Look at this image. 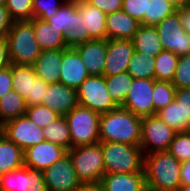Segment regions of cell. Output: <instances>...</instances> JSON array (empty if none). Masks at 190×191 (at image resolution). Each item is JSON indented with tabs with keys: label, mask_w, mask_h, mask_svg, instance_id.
I'll return each mask as SVG.
<instances>
[{
	"label": "cell",
	"mask_w": 190,
	"mask_h": 191,
	"mask_svg": "<svg viewBox=\"0 0 190 191\" xmlns=\"http://www.w3.org/2000/svg\"><path fill=\"white\" fill-rule=\"evenodd\" d=\"M141 129L142 118L122 106L101 114L99 119L100 142H120L139 146Z\"/></svg>",
	"instance_id": "obj_1"
},
{
	"label": "cell",
	"mask_w": 190,
	"mask_h": 191,
	"mask_svg": "<svg viewBox=\"0 0 190 191\" xmlns=\"http://www.w3.org/2000/svg\"><path fill=\"white\" fill-rule=\"evenodd\" d=\"M143 170L148 191H177L181 185V163L168 151L144 155Z\"/></svg>",
	"instance_id": "obj_2"
},
{
	"label": "cell",
	"mask_w": 190,
	"mask_h": 191,
	"mask_svg": "<svg viewBox=\"0 0 190 191\" xmlns=\"http://www.w3.org/2000/svg\"><path fill=\"white\" fill-rule=\"evenodd\" d=\"M6 39L11 64L33 65L42 51L30 20L13 22Z\"/></svg>",
	"instance_id": "obj_3"
},
{
	"label": "cell",
	"mask_w": 190,
	"mask_h": 191,
	"mask_svg": "<svg viewBox=\"0 0 190 191\" xmlns=\"http://www.w3.org/2000/svg\"><path fill=\"white\" fill-rule=\"evenodd\" d=\"M105 173L144 172V154L140 146L120 142H100Z\"/></svg>",
	"instance_id": "obj_4"
},
{
	"label": "cell",
	"mask_w": 190,
	"mask_h": 191,
	"mask_svg": "<svg viewBox=\"0 0 190 191\" xmlns=\"http://www.w3.org/2000/svg\"><path fill=\"white\" fill-rule=\"evenodd\" d=\"M100 116V113L80 105L76 106L65 116L71 136V148L100 142Z\"/></svg>",
	"instance_id": "obj_5"
},
{
	"label": "cell",
	"mask_w": 190,
	"mask_h": 191,
	"mask_svg": "<svg viewBox=\"0 0 190 191\" xmlns=\"http://www.w3.org/2000/svg\"><path fill=\"white\" fill-rule=\"evenodd\" d=\"M67 153L71 157L75 172L82 184L100 183L105 174L100 142L71 148Z\"/></svg>",
	"instance_id": "obj_6"
},
{
	"label": "cell",
	"mask_w": 190,
	"mask_h": 191,
	"mask_svg": "<svg viewBox=\"0 0 190 191\" xmlns=\"http://www.w3.org/2000/svg\"><path fill=\"white\" fill-rule=\"evenodd\" d=\"M78 104L100 114L110 112L118 106L106 88L105 76H88L76 89Z\"/></svg>",
	"instance_id": "obj_7"
},
{
	"label": "cell",
	"mask_w": 190,
	"mask_h": 191,
	"mask_svg": "<svg viewBox=\"0 0 190 191\" xmlns=\"http://www.w3.org/2000/svg\"><path fill=\"white\" fill-rule=\"evenodd\" d=\"M176 131L157 115L142 118L141 143L143 154L168 151Z\"/></svg>",
	"instance_id": "obj_8"
},
{
	"label": "cell",
	"mask_w": 190,
	"mask_h": 191,
	"mask_svg": "<svg viewBox=\"0 0 190 191\" xmlns=\"http://www.w3.org/2000/svg\"><path fill=\"white\" fill-rule=\"evenodd\" d=\"M163 50H168L177 56L190 53V34L183 28L177 13L166 17L155 25Z\"/></svg>",
	"instance_id": "obj_9"
},
{
	"label": "cell",
	"mask_w": 190,
	"mask_h": 191,
	"mask_svg": "<svg viewBox=\"0 0 190 191\" xmlns=\"http://www.w3.org/2000/svg\"><path fill=\"white\" fill-rule=\"evenodd\" d=\"M1 133L23 151L45 141L43 128L32 122L26 115L5 122Z\"/></svg>",
	"instance_id": "obj_10"
},
{
	"label": "cell",
	"mask_w": 190,
	"mask_h": 191,
	"mask_svg": "<svg viewBox=\"0 0 190 191\" xmlns=\"http://www.w3.org/2000/svg\"><path fill=\"white\" fill-rule=\"evenodd\" d=\"M43 177L48 191H73L82 184L68 153L45 169Z\"/></svg>",
	"instance_id": "obj_11"
},
{
	"label": "cell",
	"mask_w": 190,
	"mask_h": 191,
	"mask_svg": "<svg viewBox=\"0 0 190 191\" xmlns=\"http://www.w3.org/2000/svg\"><path fill=\"white\" fill-rule=\"evenodd\" d=\"M154 81L155 79L133 78L122 107L141 118L156 115L152 101Z\"/></svg>",
	"instance_id": "obj_12"
},
{
	"label": "cell",
	"mask_w": 190,
	"mask_h": 191,
	"mask_svg": "<svg viewBox=\"0 0 190 191\" xmlns=\"http://www.w3.org/2000/svg\"><path fill=\"white\" fill-rule=\"evenodd\" d=\"M0 191H48L43 171L27 166L11 170L4 174Z\"/></svg>",
	"instance_id": "obj_13"
},
{
	"label": "cell",
	"mask_w": 190,
	"mask_h": 191,
	"mask_svg": "<svg viewBox=\"0 0 190 191\" xmlns=\"http://www.w3.org/2000/svg\"><path fill=\"white\" fill-rule=\"evenodd\" d=\"M134 52V45L131 40H107V52L103 76H114L122 72H127L129 61Z\"/></svg>",
	"instance_id": "obj_14"
},
{
	"label": "cell",
	"mask_w": 190,
	"mask_h": 191,
	"mask_svg": "<svg viewBox=\"0 0 190 191\" xmlns=\"http://www.w3.org/2000/svg\"><path fill=\"white\" fill-rule=\"evenodd\" d=\"M66 154L65 148L45 140L24 151V165L33 170L44 171Z\"/></svg>",
	"instance_id": "obj_15"
},
{
	"label": "cell",
	"mask_w": 190,
	"mask_h": 191,
	"mask_svg": "<svg viewBox=\"0 0 190 191\" xmlns=\"http://www.w3.org/2000/svg\"><path fill=\"white\" fill-rule=\"evenodd\" d=\"M74 49L81 57L89 76L103 75L107 52V39H91Z\"/></svg>",
	"instance_id": "obj_16"
},
{
	"label": "cell",
	"mask_w": 190,
	"mask_h": 191,
	"mask_svg": "<svg viewBox=\"0 0 190 191\" xmlns=\"http://www.w3.org/2000/svg\"><path fill=\"white\" fill-rule=\"evenodd\" d=\"M43 104L54 110L58 115L65 117L79 105L77 91L60 82L49 84Z\"/></svg>",
	"instance_id": "obj_17"
},
{
	"label": "cell",
	"mask_w": 190,
	"mask_h": 191,
	"mask_svg": "<svg viewBox=\"0 0 190 191\" xmlns=\"http://www.w3.org/2000/svg\"><path fill=\"white\" fill-rule=\"evenodd\" d=\"M60 83L77 89L89 76L81 57L74 48L62 49Z\"/></svg>",
	"instance_id": "obj_18"
},
{
	"label": "cell",
	"mask_w": 190,
	"mask_h": 191,
	"mask_svg": "<svg viewBox=\"0 0 190 191\" xmlns=\"http://www.w3.org/2000/svg\"><path fill=\"white\" fill-rule=\"evenodd\" d=\"M99 186L102 191H147L144 172L105 173Z\"/></svg>",
	"instance_id": "obj_19"
},
{
	"label": "cell",
	"mask_w": 190,
	"mask_h": 191,
	"mask_svg": "<svg viewBox=\"0 0 190 191\" xmlns=\"http://www.w3.org/2000/svg\"><path fill=\"white\" fill-rule=\"evenodd\" d=\"M62 62V49L42 50L32 65L35 74L48 84L59 83Z\"/></svg>",
	"instance_id": "obj_20"
},
{
	"label": "cell",
	"mask_w": 190,
	"mask_h": 191,
	"mask_svg": "<svg viewBox=\"0 0 190 191\" xmlns=\"http://www.w3.org/2000/svg\"><path fill=\"white\" fill-rule=\"evenodd\" d=\"M139 26L140 22L123 10L109 13L106 19L107 40H131Z\"/></svg>",
	"instance_id": "obj_21"
},
{
	"label": "cell",
	"mask_w": 190,
	"mask_h": 191,
	"mask_svg": "<svg viewBox=\"0 0 190 191\" xmlns=\"http://www.w3.org/2000/svg\"><path fill=\"white\" fill-rule=\"evenodd\" d=\"M131 41L136 52L145 53L154 58L163 51V46L155 26L140 25Z\"/></svg>",
	"instance_id": "obj_22"
},
{
	"label": "cell",
	"mask_w": 190,
	"mask_h": 191,
	"mask_svg": "<svg viewBox=\"0 0 190 191\" xmlns=\"http://www.w3.org/2000/svg\"><path fill=\"white\" fill-rule=\"evenodd\" d=\"M79 12L83 16L85 28L89 30L91 39H107V14L87 1H79Z\"/></svg>",
	"instance_id": "obj_23"
},
{
	"label": "cell",
	"mask_w": 190,
	"mask_h": 191,
	"mask_svg": "<svg viewBox=\"0 0 190 191\" xmlns=\"http://www.w3.org/2000/svg\"><path fill=\"white\" fill-rule=\"evenodd\" d=\"M30 21L33 23L35 38L41 50L67 49L63 33L46 21L37 18Z\"/></svg>",
	"instance_id": "obj_24"
},
{
	"label": "cell",
	"mask_w": 190,
	"mask_h": 191,
	"mask_svg": "<svg viewBox=\"0 0 190 191\" xmlns=\"http://www.w3.org/2000/svg\"><path fill=\"white\" fill-rule=\"evenodd\" d=\"M22 166H24V151L1 133L0 173L5 174Z\"/></svg>",
	"instance_id": "obj_25"
},
{
	"label": "cell",
	"mask_w": 190,
	"mask_h": 191,
	"mask_svg": "<svg viewBox=\"0 0 190 191\" xmlns=\"http://www.w3.org/2000/svg\"><path fill=\"white\" fill-rule=\"evenodd\" d=\"M27 106L24 98L14 90L0 98V124L25 115Z\"/></svg>",
	"instance_id": "obj_26"
},
{
	"label": "cell",
	"mask_w": 190,
	"mask_h": 191,
	"mask_svg": "<svg viewBox=\"0 0 190 191\" xmlns=\"http://www.w3.org/2000/svg\"><path fill=\"white\" fill-rule=\"evenodd\" d=\"M106 88L113 102L122 106L130 91L133 77L128 72H122L114 76H105Z\"/></svg>",
	"instance_id": "obj_27"
},
{
	"label": "cell",
	"mask_w": 190,
	"mask_h": 191,
	"mask_svg": "<svg viewBox=\"0 0 190 191\" xmlns=\"http://www.w3.org/2000/svg\"><path fill=\"white\" fill-rule=\"evenodd\" d=\"M46 141L59 145L67 151L71 149V136L67 120L64 116H60L48 126L43 128Z\"/></svg>",
	"instance_id": "obj_28"
},
{
	"label": "cell",
	"mask_w": 190,
	"mask_h": 191,
	"mask_svg": "<svg viewBox=\"0 0 190 191\" xmlns=\"http://www.w3.org/2000/svg\"><path fill=\"white\" fill-rule=\"evenodd\" d=\"M77 9L78 1L67 0L46 22L63 34L67 32L68 29L74 31L75 11Z\"/></svg>",
	"instance_id": "obj_29"
},
{
	"label": "cell",
	"mask_w": 190,
	"mask_h": 191,
	"mask_svg": "<svg viewBox=\"0 0 190 191\" xmlns=\"http://www.w3.org/2000/svg\"><path fill=\"white\" fill-rule=\"evenodd\" d=\"M179 56L171 51L163 50L155 57L154 79L156 81L172 82Z\"/></svg>",
	"instance_id": "obj_30"
},
{
	"label": "cell",
	"mask_w": 190,
	"mask_h": 191,
	"mask_svg": "<svg viewBox=\"0 0 190 191\" xmlns=\"http://www.w3.org/2000/svg\"><path fill=\"white\" fill-rule=\"evenodd\" d=\"M13 90L23 98L30 96L31 79H35L34 67L32 65L11 64Z\"/></svg>",
	"instance_id": "obj_31"
},
{
	"label": "cell",
	"mask_w": 190,
	"mask_h": 191,
	"mask_svg": "<svg viewBox=\"0 0 190 191\" xmlns=\"http://www.w3.org/2000/svg\"><path fill=\"white\" fill-rule=\"evenodd\" d=\"M155 58L145 53L134 52L127 72L136 79H154Z\"/></svg>",
	"instance_id": "obj_32"
},
{
	"label": "cell",
	"mask_w": 190,
	"mask_h": 191,
	"mask_svg": "<svg viewBox=\"0 0 190 191\" xmlns=\"http://www.w3.org/2000/svg\"><path fill=\"white\" fill-rule=\"evenodd\" d=\"M175 12L176 9L167 0H148L147 13L144 14V25L155 26Z\"/></svg>",
	"instance_id": "obj_33"
},
{
	"label": "cell",
	"mask_w": 190,
	"mask_h": 191,
	"mask_svg": "<svg viewBox=\"0 0 190 191\" xmlns=\"http://www.w3.org/2000/svg\"><path fill=\"white\" fill-rule=\"evenodd\" d=\"M156 115L176 132L190 131V128L183 120L182 108L175 101L159 110Z\"/></svg>",
	"instance_id": "obj_34"
},
{
	"label": "cell",
	"mask_w": 190,
	"mask_h": 191,
	"mask_svg": "<svg viewBox=\"0 0 190 191\" xmlns=\"http://www.w3.org/2000/svg\"><path fill=\"white\" fill-rule=\"evenodd\" d=\"M73 29L74 31L68 29V31L64 33L67 48H74L75 46L91 40L89 30L85 28L83 16L79 12V1L78 9L75 11V23Z\"/></svg>",
	"instance_id": "obj_35"
},
{
	"label": "cell",
	"mask_w": 190,
	"mask_h": 191,
	"mask_svg": "<svg viewBox=\"0 0 190 191\" xmlns=\"http://www.w3.org/2000/svg\"><path fill=\"white\" fill-rule=\"evenodd\" d=\"M176 87L171 82L154 81L152 101L156 112L175 99Z\"/></svg>",
	"instance_id": "obj_36"
},
{
	"label": "cell",
	"mask_w": 190,
	"mask_h": 191,
	"mask_svg": "<svg viewBox=\"0 0 190 191\" xmlns=\"http://www.w3.org/2000/svg\"><path fill=\"white\" fill-rule=\"evenodd\" d=\"M5 7L13 22L33 19V0H6Z\"/></svg>",
	"instance_id": "obj_37"
},
{
	"label": "cell",
	"mask_w": 190,
	"mask_h": 191,
	"mask_svg": "<svg viewBox=\"0 0 190 191\" xmlns=\"http://www.w3.org/2000/svg\"><path fill=\"white\" fill-rule=\"evenodd\" d=\"M25 115L41 128L48 126L60 117L54 110L44 104L28 106Z\"/></svg>",
	"instance_id": "obj_38"
},
{
	"label": "cell",
	"mask_w": 190,
	"mask_h": 191,
	"mask_svg": "<svg viewBox=\"0 0 190 191\" xmlns=\"http://www.w3.org/2000/svg\"><path fill=\"white\" fill-rule=\"evenodd\" d=\"M168 152L180 163L190 160V131L176 132Z\"/></svg>",
	"instance_id": "obj_39"
},
{
	"label": "cell",
	"mask_w": 190,
	"mask_h": 191,
	"mask_svg": "<svg viewBox=\"0 0 190 191\" xmlns=\"http://www.w3.org/2000/svg\"><path fill=\"white\" fill-rule=\"evenodd\" d=\"M176 89L190 88V53L179 56L173 80Z\"/></svg>",
	"instance_id": "obj_40"
},
{
	"label": "cell",
	"mask_w": 190,
	"mask_h": 191,
	"mask_svg": "<svg viewBox=\"0 0 190 191\" xmlns=\"http://www.w3.org/2000/svg\"><path fill=\"white\" fill-rule=\"evenodd\" d=\"M67 0H33V18L47 21Z\"/></svg>",
	"instance_id": "obj_41"
},
{
	"label": "cell",
	"mask_w": 190,
	"mask_h": 191,
	"mask_svg": "<svg viewBox=\"0 0 190 191\" xmlns=\"http://www.w3.org/2000/svg\"><path fill=\"white\" fill-rule=\"evenodd\" d=\"M48 88L49 84L41 80L39 77L31 79L30 96L24 98L26 106L43 104V99Z\"/></svg>",
	"instance_id": "obj_42"
},
{
	"label": "cell",
	"mask_w": 190,
	"mask_h": 191,
	"mask_svg": "<svg viewBox=\"0 0 190 191\" xmlns=\"http://www.w3.org/2000/svg\"><path fill=\"white\" fill-rule=\"evenodd\" d=\"M148 0H123L122 10L144 25V14L147 13Z\"/></svg>",
	"instance_id": "obj_43"
},
{
	"label": "cell",
	"mask_w": 190,
	"mask_h": 191,
	"mask_svg": "<svg viewBox=\"0 0 190 191\" xmlns=\"http://www.w3.org/2000/svg\"><path fill=\"white\" fill-rule=\"evenodd\" d=\"M174 101L180 104L183 111V120L190 128V88L176 89Z\"/></svg>",
	"instance_id": "obj_44"
},
{
	"label": "cell",
	"mask_w": 190,
	"mask_h": 191,
	"mask_svg": "<svg viewBox=\"0 0 190 191\" xmlns=\"http://www.w3.org/2000/svg\"><path fill=\"white\" fill-rule=\"evenodd\" d=\"M89 4L97 7L105 14L113 13L122 10L123 0H86Z\"/></svg>",
	"instance_id": "obj_45"
},
{
	"label": "cell",
	"mask_w": 190,
	"mask_h": 191,
	"mask_svg": "<svg viewBox=\"0 0 190 191\" xmlns=\"http://www.w3.org/2000/svg\"><path fill=\"white\" fill-rule=\"evenodd\" d=\"M13 90L11 66L0 70V98Z\"/></svg>",
	"instance_id": "obj_46"
},
{
	"label": "cell",
	"mask_w": 190,
	"mask_h": 191,
	"mask_svg": "<svg viewBox=\"0 0 190 191\" xmlns=\"http://www.w3.org/2000/svg\"><path fill=\"white\" fill-rule=\"evenodd\" d=\"M13 21L11 20L7 8L0 6V38L6 37L11 29Z\"/></svg>",
	"instance_id": "obj_47"
},
{
	"label": "cell",
	"mask_w": 190,
	"mask_h": 191,
	"mask_svg": "<svg viewBox=\"0 0 190 191\" xmlns=\"http://www.w3.org/2000/svg\"><path fill=\"white\" fill-rule=\"evenodd\" d=\"M11 66L8 42L6 37L0 38V70Z\"/></svg>",
	"instance_id": "obj_48"
},
{
	"label": "cell",
	"mask_w": 190,
	"mask_h": 191,
	"mask_svg": "<svg viewBox=\"0 0 190 191\" xmlns=\"http://www.w3.org/2000/svg\"><path fill=\"white\" fill-rule=\"evenodd\" d=\"M176 13L185 31L190 33V5L177 8Z\"/></svg>",
	"instance_id": "obj_49"
},
{
	"label": "cell",
	"mask_w": 190,
	"mask_h": 191,
	"mask_svg": "<svg viewBox=\"0 0 190 191\" xmlns=\"http://www.w3.org/2000/svg\"><path fill=\"white\" fill-rule=\"evenodd\" d=\"M181 185H190V160L181 163Z\"/></svg>",
	"instance_id": "obj_50"
},
{
	"label": "cell",
	"mask_w": 190,
	"mask_h": 191,
	"mask_svg": "<svg viewBox=\"0 0 190 191\" xmlns=\"http://www.w3.org/2000/svg\"><path fill=\"white\" fill-rule=\"evenodd\" d=\"M73 191H102L99 184H81L78 188Z\"/></svg>",
	"instance_id": "obj_51"
},
{
	"label": "cell",
	"mask_w": 190,
	"mask_h": 191,
	"mask_svg": "<svg viewBox=\"0 0 190 191\" xmlns=\"http://www.w3.org/2000/svg\"><path fill=\"white\" fill-rule=\"evenodd\" d=\"M175 9L190 5V0H167Z\"/></svg>",
	"instance_id": "obj_52"
},
{
	"label": "cell",
	"mask_w": 190,
	"mask_h": 191,
	"mask_svg": "<svg viewBox=\"0 0 190 191\" xmlns=\"http://www.w3.org/2000/svg\"><path fill=\"white\" fill-rule=\"evenodd\" d=\"M177 191H190V185H180Z\"/></svg>",
	"instance_id": "obj_53"
},
{
	"label": "cell",
	"mask_w": 190,
	"mask_h": 191,
	"mask_svg": "<svg viewBox=\"0 0 190 191\" xmlns=\"http://www.w3.org/2000/svg\"><path fill=\"white\" fill-rule=\"evenodd\" d=\"M3 176H4V174L0 173V189H1V185H2Z\"/></svg>",
	"instance_id": "obj_54"
},
{
	"label": "cell",
	"mask_w": 190,
	"mask_h": 191,
	"mask_svg": "<svg viewBox=\"0 0 190 191\" xmlns=\"http://www.w3.org/2000/svg\"><path fill=\"white\" fill-rule=\"evenodd\" d=\"M6 4V0H0V6H4Z\"/></svg>",
	"instance_id": "obj_55"
}]
</instances>
